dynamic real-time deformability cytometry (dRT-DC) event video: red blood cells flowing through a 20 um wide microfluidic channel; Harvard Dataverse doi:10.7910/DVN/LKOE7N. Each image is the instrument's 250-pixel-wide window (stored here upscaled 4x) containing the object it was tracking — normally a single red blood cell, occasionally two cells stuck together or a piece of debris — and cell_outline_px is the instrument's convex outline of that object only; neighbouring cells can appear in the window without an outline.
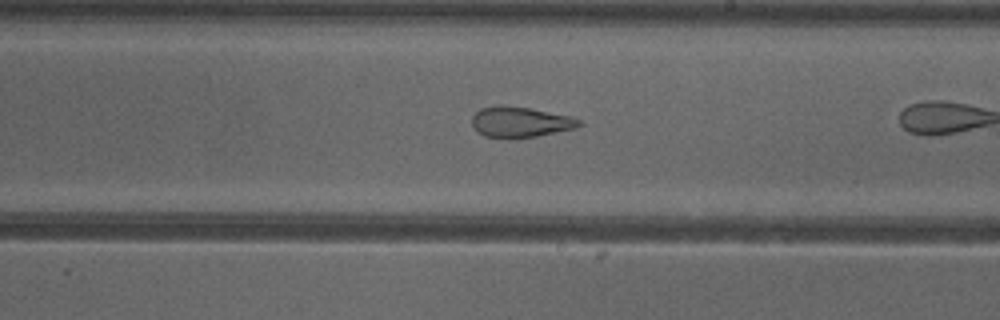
{"species": "common noctule bat (a hibernating species)", "species_latin": "Nyctalus noctula", "temperature_condition": "cold", "stored_images_in_passage": 36, "camera_frame_rate_fps": 3000, "um_per_image_px": 0.085, "animal": {"sex": "female"}, "frame": {"image": 1, "passage_image": 26, "time_ms": 8.333, "image_size_px": [1000, 320], "cell_outline_px": [[584, 124], [576, 128], [536, 136], [484, 136], [476, 132], [472, 124], [472, 116], [480, 108], [500, 104], [528, 108], [572, 116], [580, 120]], "centroid_in_image_um": [44.23, 10.34], "position_along_channel_um": 244.8, "area_um2": 18.79}}